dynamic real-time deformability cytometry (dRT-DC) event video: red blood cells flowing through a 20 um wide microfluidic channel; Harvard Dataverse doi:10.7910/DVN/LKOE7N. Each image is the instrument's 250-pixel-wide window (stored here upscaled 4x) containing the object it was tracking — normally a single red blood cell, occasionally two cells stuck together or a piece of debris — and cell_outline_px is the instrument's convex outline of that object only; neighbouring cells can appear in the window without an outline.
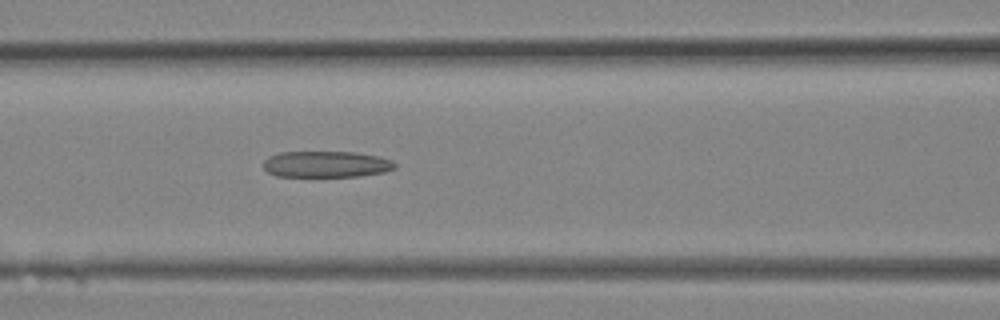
{"species": "Egyptian fruit bat (a non-hibernating species)", "species_latin": "Rousettus aegyptiacus", "temperature_condition": "room temperature", "stored_images_in_passage": 5, "camera_frame_rate_fps": 3000, "um_per_image_px": 0.085, "animal": {"sex": "female"}, "frame": {"image": 1, "passage_image": 5, "time_ms": 1.333, "image_size_px": [1000, 320], "cell_outline_px": [[396, 168], [384, 172], [360, 176], [276, 176], [268, 172], [264, 168], [264, 160], [268, 156], [280, 152], [356, 152], [380, 156], [392, 160], [396, 164]], "centroid_in_image_um": [27.75, 13.95], "position_along_channel_um": 138.8, "area_um2": 20.23}}